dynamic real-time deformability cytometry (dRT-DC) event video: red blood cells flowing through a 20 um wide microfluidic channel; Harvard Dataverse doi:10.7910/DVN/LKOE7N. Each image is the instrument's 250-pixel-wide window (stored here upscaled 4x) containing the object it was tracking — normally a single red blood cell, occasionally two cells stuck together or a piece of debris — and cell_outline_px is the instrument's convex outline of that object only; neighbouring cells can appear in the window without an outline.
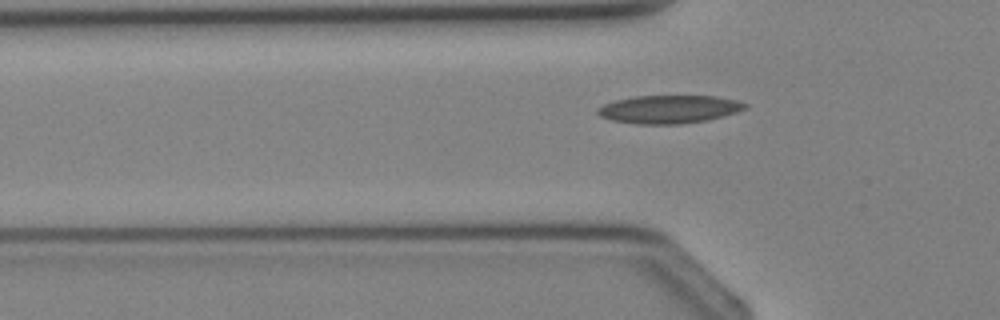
{"species": "Egyptian fruit bat (a non-hibernating species)", "species_latin": "Rousettus aegyptiacus", "temperature_condition": "cold", "stored_images_in_passage": 5, "segment_of_instrument_passage": [2, 2], "camera_frame_rate_fps": 3000, "um_per_image_px": 0.085, "animal": {"sex": "female"}, "frame": {"image": 1, "passage_image": 5, "time_ms": 4.667, "image_size_px": [1000, 320], "cell_outline_px": [[748, 108], [724, 116], [708, 120], [680, 124], [636, 124], [612, 120], [600, 116], [596, 112], [596, 108], [604, 104], [616, 100], [636, 96], [716, 96], [736, 100], [748, 104]], "centroid_in_image_um": [56.88, 9.29], "position_along_channel_um": 68.9, "area_um2": 24.22}}